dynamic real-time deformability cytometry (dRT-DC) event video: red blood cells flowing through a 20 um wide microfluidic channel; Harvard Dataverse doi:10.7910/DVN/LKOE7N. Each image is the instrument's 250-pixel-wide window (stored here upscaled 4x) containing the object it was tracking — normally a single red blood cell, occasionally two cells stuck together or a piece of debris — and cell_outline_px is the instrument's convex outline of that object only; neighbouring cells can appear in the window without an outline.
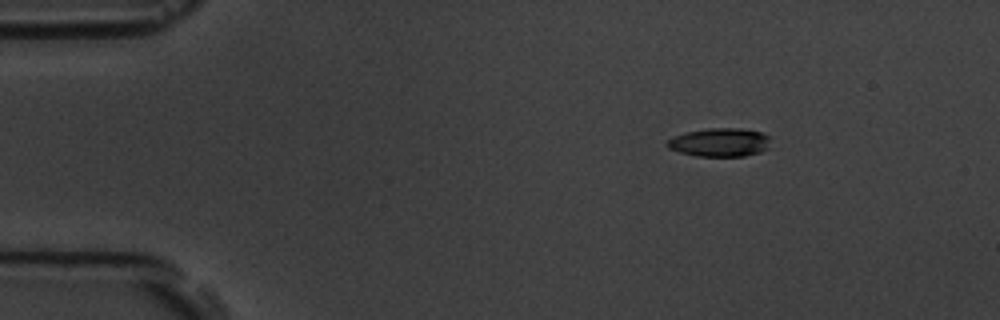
{"species": "common noctule bat (a hibernating species)", "species_latin": "Nyctalus noctula", "temperature_condition": "room temperature", "stored_images_in_passage": 9, "camera_frame_rate_fps": 3000, "um_per_image_px": 0.085, "animal": {"sex": "male", "body_mass_g": 19.5, "forearm_length_mm": 54.6}, "frame": {"image": 1, "passage_image": 1, "time_ms": 0.0, "image_size_px": [1000, 320], "cell_outline_px": [[768, 148], [760, 152], [744, 156], [696, 156], [680, 152], [668, 148], [668, 140], [676, 136], [688, 132], [708, 128], [740, 128], [760, 132], [768, 136]], "centroid_in_image_um": [61.19, 12.1], "position_along_channel_um": 23.8, "area_um2": 16.88}}
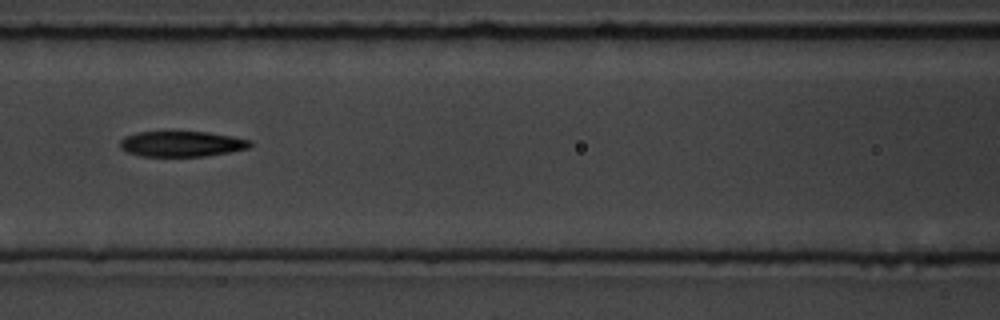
{"frame": {"image": 2, "passage_image": 6, "time_ms": 5.667, "image_size_px": [1000, 320], "cell_outline_px": [[252, 144], [248, 148], [228, 152], [204, 156], [140, 156], [128, 152], [120, 148], [120, 140], [124, 136], [136, 132], [208, 132], [232, 136], [252, 140]], "centroid_in_image_um": [15.43, 12.22], "position_along_channel_um": 151.2, "area_um2": 19.31}}
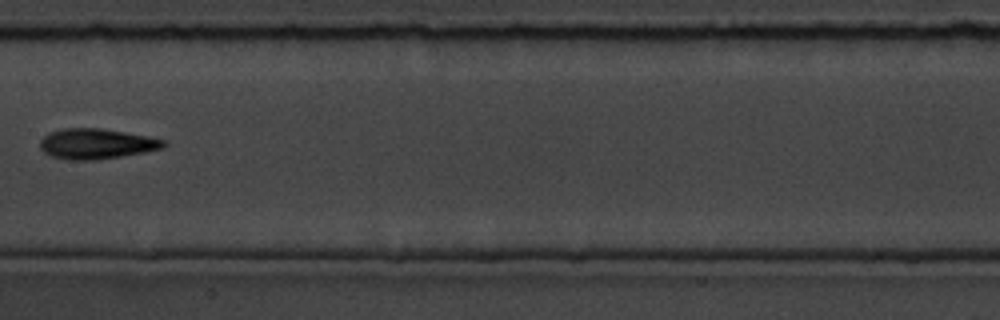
{"frame": {"image": 3, "passage_image": 7, "time_ms": 7.0, "image_size_px": [1000, 320], "cell_outline_px": [[168, 144], [164, 148], [144, 152], [120, 156], [92, 160], [68, 160], [52, 156], [44, 152], [40, 148], [40, 140], [48, 132], [60, 128], [100, 128], [148, 136], [164, 140]], "centroid_in_image_um": [8.18, 12.21], "position_along_channel_um": 199.2, "area_um2": 21.85}}